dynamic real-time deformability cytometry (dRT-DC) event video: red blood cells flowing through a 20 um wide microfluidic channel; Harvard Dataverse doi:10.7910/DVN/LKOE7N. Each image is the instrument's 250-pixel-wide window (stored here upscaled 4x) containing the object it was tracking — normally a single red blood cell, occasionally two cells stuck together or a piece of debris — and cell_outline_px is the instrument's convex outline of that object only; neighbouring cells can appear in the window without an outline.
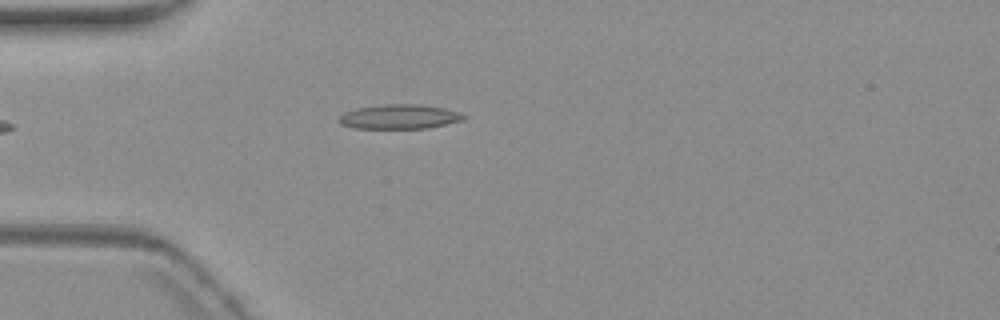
{"species": "common noctule bat (a hibernating species)", "species_latin": "Nyctalus noctula", "temperature_condition": "warm", "stored_images_in_passage": 2, "camera_frame_rate_fps": 3000, "um_per_image_px": 0.085, "animal": {"sex": "female", "body_mass_g": 19.3, "forearm_length_mm": 54.1}, "frame": {"image": 1, "passage_image": 1, "time_ms": 0.0, "image_size_px": [1000, 320], "cell_outline_px": [[468, 116], [464, 120], [428, 128], [352, 128], [340, 124], [340, 116], [344, 112], [356, 108], [384, 104], [420, 104], [444, 108], [460, 112]], "centroid_in_image_um": [33.98, 9.91], "position_along_channel_um": 51.0, "area_um2": 17.86}}